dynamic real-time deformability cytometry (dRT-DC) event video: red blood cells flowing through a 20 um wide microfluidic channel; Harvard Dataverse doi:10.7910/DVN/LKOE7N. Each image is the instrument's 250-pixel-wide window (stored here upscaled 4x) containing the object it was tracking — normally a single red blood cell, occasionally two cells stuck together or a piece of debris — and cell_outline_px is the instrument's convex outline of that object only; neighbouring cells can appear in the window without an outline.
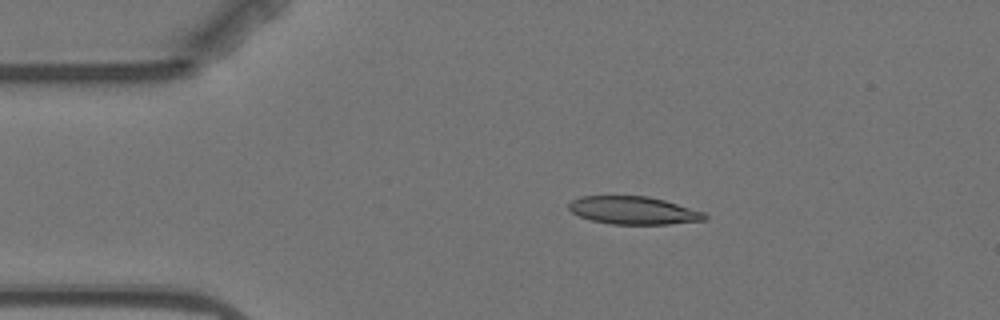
{"species": "Egyptian fruit bat (a non-hibernating species)", "species_latin": "Rousettus aegyptiacus", "temperature_condition": "warm", "stored_images_in_passage": 4, "camera_frame_rate_fps": 3000, "um_per_image_px": 0.085, "animal": {"sex": "female"}, "frame": {"image": 1, "passage_image": 3, "time_ms": 2.333, "image_size_px": [1000, 320], "cell_outline_px": [[708, 220], [668, 224], [612, 224], [592, 220], [580, 216], [572, 212], [568, 208], [568, 204], [572, 200], [580, 196], [648, 196], [664, 200], [704, 212], [708, 216]], "centroid_in_image_um": [53.86, 17.88], "position_along_channel_um": 31.1, "area_um2": 22.02}}